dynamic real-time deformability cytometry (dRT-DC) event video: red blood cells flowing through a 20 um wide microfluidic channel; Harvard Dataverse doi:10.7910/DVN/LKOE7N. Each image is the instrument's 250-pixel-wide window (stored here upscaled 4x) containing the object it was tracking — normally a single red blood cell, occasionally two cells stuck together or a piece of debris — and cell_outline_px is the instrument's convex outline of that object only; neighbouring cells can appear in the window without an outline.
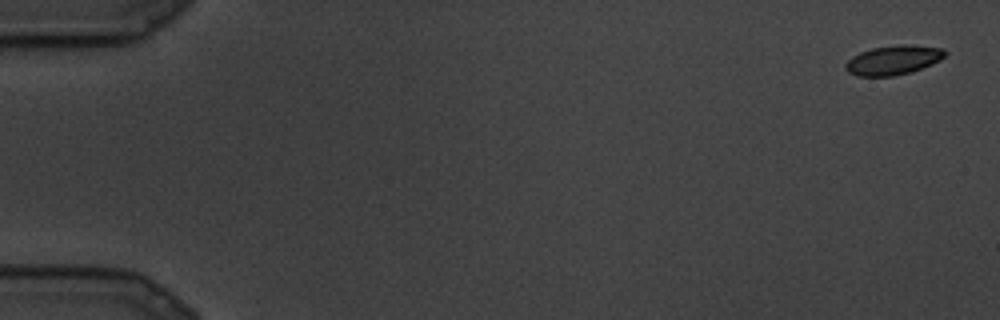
{"species": "common noctule bat (a hibernating species)", "species_latin": "Nyctalus noctula", "temperature_condition": "cold", "stored_images_in_passage": 10, "camera_frame_rate_fps": 3000, "um_per_image_px": 0.085, "animal": {"sex": "male", "body_mass_g": 19.5, "forearm_length_mm": 54.6}, "frame": {"image": 1, "passage_image": 1, "time_ms": 0.0, "image_size_px": [1000, 320], "cell_outline_px": [[948, 52], [940, 60], [932, 64], [912, 72], [892, 76], [856, 76], [848, 72], [844, 68], [844, 64], [852, 56], [860, 52], [872, 48], [904, 44], [944, 48]], "centroid_in_image_um": [75.92, 5.11], "position_along_channel_um": 9.1, "area_um2": 17.11}}